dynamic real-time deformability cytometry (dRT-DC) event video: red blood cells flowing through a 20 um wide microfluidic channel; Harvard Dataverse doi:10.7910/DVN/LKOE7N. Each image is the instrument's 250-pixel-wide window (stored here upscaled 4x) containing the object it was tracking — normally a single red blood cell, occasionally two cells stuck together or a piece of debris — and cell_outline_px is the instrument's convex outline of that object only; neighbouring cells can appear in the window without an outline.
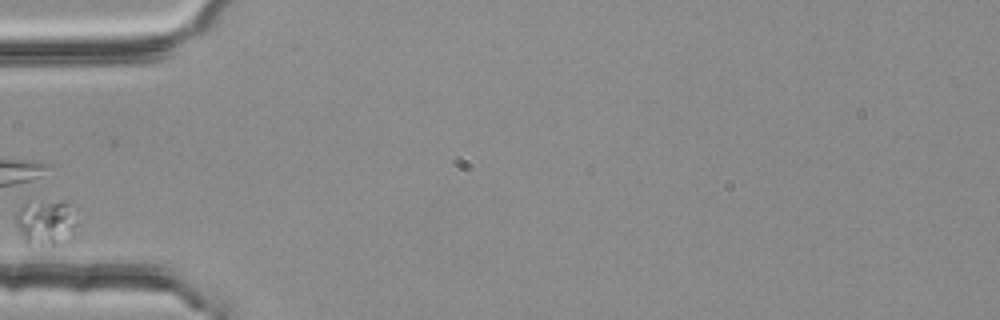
{"species": "common noctule bat (a hibernating species)", "species_latin": "Nyctalus noctula", "temperature_condition": "room temperature", "stored_images_in_passage": 5, "camera_frame_rate_fps": 3000, "um_per_image_px": 0.085, "animal": {"sex": "female", "body_mass_g": 25.1}, "frame": {"image": 1, "passage_image": 5, "time_ms": 1.333, "image_size_px": [1000, 320], "cell_outline_px": [[76, 232], [60, 244], [24, 244], [16, 224], [16, 212], [28, 200], [64, 200], [76, 224]], "centroid_in_image_um": [3.83, 18.88], "position_along_channel_um": 81.2, "area_um2": 16.24}}